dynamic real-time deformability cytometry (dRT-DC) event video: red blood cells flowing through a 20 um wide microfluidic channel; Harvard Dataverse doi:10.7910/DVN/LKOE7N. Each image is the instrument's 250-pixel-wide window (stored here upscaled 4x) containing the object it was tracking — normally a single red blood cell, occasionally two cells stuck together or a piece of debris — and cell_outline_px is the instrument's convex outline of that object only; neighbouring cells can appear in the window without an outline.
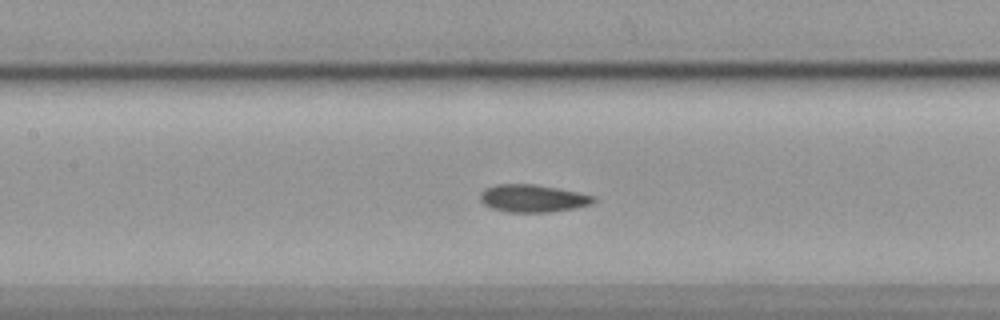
{"species": "common noctule bat (a hibernating species)", "species_latin": "Nyctalus noctula", "temperature_condition": "cold", "stored_images_in_passage": 34, "camera_frame_rate_fps": 3000, "um_per_image_px": 0.085, "animal": {"sex": "female", "body_mass_g": 19.9}, "frame": {"image": 1, "passage_image": 14, "time_ms": 4.333, "image_size_px": [1000, 320], "cell_outline_px": [[596, 200], [592, 204], [572, 208], [548, 212], [508, 212], [492, 208], [484, 204], [480, 200], [480, 192], [484, 188], [496, 184], [536, 184], [580, 192], [596, 196]], "centroid_in_image_um": [45.28, 16.84], "position_along_channel_um": 162.1, "area_um2": 18.32}}
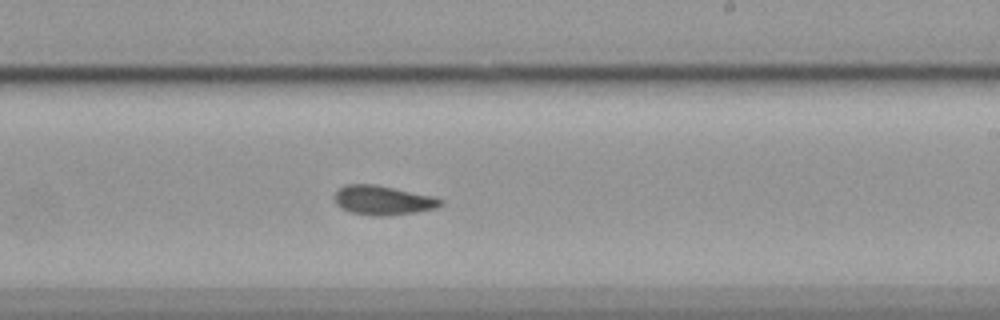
{"frame": {"image": 2, "passage_image": 22, "time_ms": 7.0, "image_size_px": [1000, 320], "cell_outline_px": [[444, 204], [436, 208], [416, 212], [388, 216], [376, 216], [348, 212], [340, 208], [336, 204], [336, 188], [344, 184], [376, 184], [432, 196], [444, 200]], "centroid_in_image_um": [32.53, 17.02], "position_along_channel_um": 256.5, "area_um2": 18.32}}
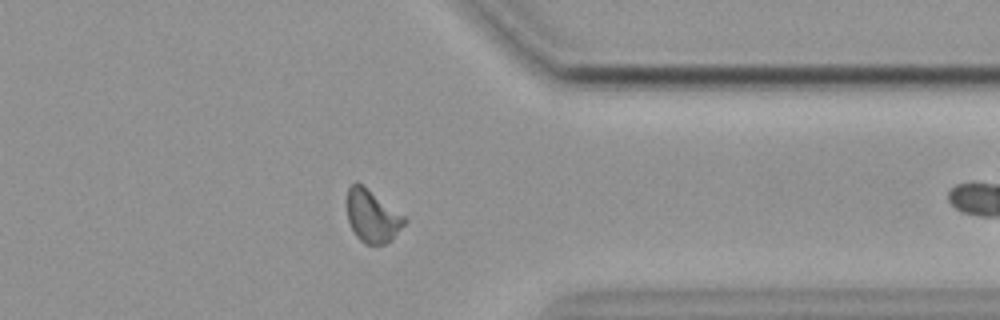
{"frame": {"image": 3, "passage_image": 33, "time_ms": 10.667, "image_size_px": [1000, 320], "cell_outline_px": [[408, 220], [392, 240], [384, 244], [364, 244], [356, 236], [348, 220], [344, 200], [348, 188], [356, 180], [404, 216]], "centroid_in_image_um": [31.59, 18.36], "position_along_channel_um": 379.8, "area_um2": 17.74}}